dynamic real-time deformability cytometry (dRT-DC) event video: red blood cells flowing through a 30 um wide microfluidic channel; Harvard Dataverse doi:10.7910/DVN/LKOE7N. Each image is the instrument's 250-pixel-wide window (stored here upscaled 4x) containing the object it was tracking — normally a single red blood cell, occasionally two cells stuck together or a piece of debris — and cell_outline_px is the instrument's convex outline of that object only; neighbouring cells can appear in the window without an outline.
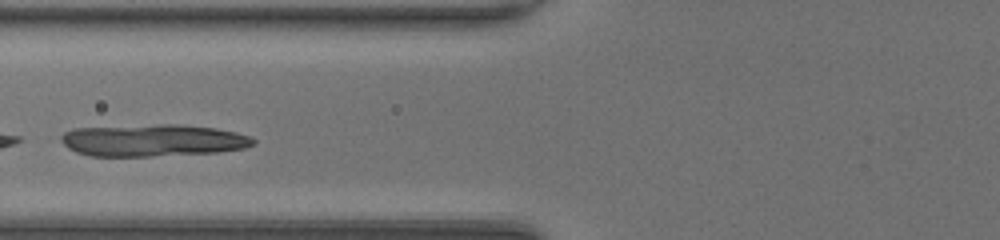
{"species": "common noctule bat (a hibernating species)", "species_latin": "Nyctalus noctula", "temperature_condition": "room temperature", "stored_images_in_passage": 9, "camera_frame_rate_fps": 3000, "um_per_image_px": 0.085, "animal": {"sex": "female", "body_mass_g": 20.0, "forearm_length_mm": 54.0}, "frame": {"image": 1, "passage_image": 6, "time_ms": 1.667, "image_size_px": [1000, 240], "cell_outline_px": [[256, 144], [244, 148], [216, 152], [152, 156], [92, 156], [76, 152], [68, 148], [60, 140], [60, 136], [64, 132], [72, 128], [160, 124], [184, 124], [216, 128], [236, 132], [252, 136], [256, 140]], "centroid_in_image_um": [13.01, 11.92], "position_along_channel_um": 112.8, "area_um2": 36.24}}